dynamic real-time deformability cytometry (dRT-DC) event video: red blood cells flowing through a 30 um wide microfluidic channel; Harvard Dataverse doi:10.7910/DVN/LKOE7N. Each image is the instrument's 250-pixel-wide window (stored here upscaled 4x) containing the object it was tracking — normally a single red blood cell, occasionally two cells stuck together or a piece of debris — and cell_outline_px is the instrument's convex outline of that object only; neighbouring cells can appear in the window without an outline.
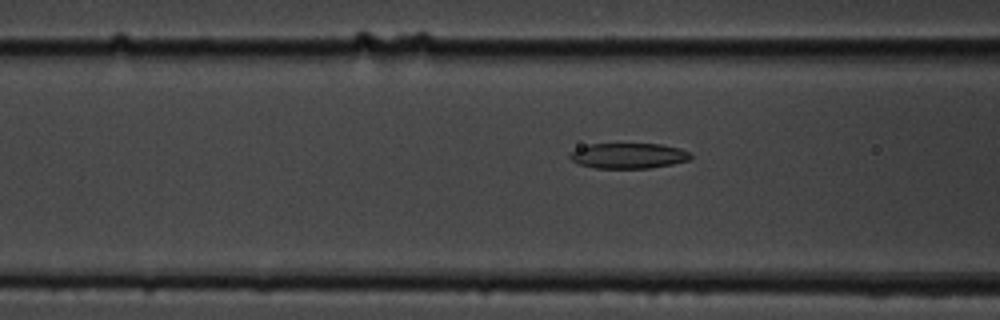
{"species": "common noctule bat (a hibernating species)", "species_latin": "Nyctalus noctula", "temperature_condition": "cold", "stored_images_in_passage": 9, "camera_frame_rate_fps": 3000, "um_per_image_px": 0.085, "animal": {"sex": "male", "body_mass_g": 19.5, "forearm_length_mm": 54.6}, "frame": {"image": 1, "passage_image": 7, "time_ms": 2.0, "image_size_px": [1000, 320], "cell_outline_px": [[692, 156], [688, 160], [672, 164], [648, 168], [592, 168], [580, 164], [572, 160], [568, 156], [568, 152], [576, 148], [588, 144], [660, 144], [680, 148], [688, 152]], "centroid_in_image_um": [53.36, 13.23], "position_along_channel_um": 113.2, "area_um2": 17.92}}